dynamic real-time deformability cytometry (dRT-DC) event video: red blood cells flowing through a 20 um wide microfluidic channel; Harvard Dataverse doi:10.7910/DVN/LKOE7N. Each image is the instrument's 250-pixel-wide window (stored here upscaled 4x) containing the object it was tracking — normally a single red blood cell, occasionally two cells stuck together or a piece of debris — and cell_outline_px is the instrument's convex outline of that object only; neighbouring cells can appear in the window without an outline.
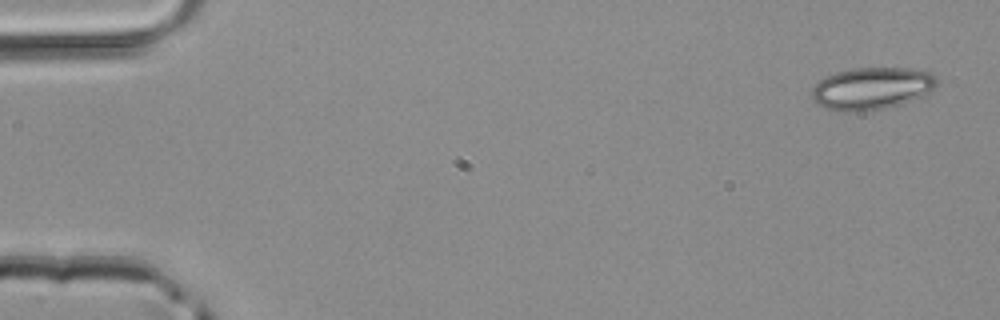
{"species": "common noctule bat (a hibernating species)", "species_latin": "Nyctalus noctula", "temperature_condition": "room temperature", "stored_images_in_passage": 47, "camera_frame_rate_fps": 3000, "um_per_image_px": 0.085, "animal": {"sex": "male", "body_mass_g": 20.4}, "frame": {"image": 1, "passage_image": 1, "time_ms": 0.0, "image_size_px": [1000, 320], "cell_outline_px": [[936, 88], [932, 92], [924, 96], [900, 104], [884, 108], [860, 112], [848, 112], [824, 108], [816, 104], [812, 100], [812, 88], [824, 76], [836, 72], [852, 68], [912, 68], [932, 72], [936, 76]], "centroid_in_image_um": [74.11, 7.51], "position_along_channel_um": 10.9, "area_um2": 31.21}}
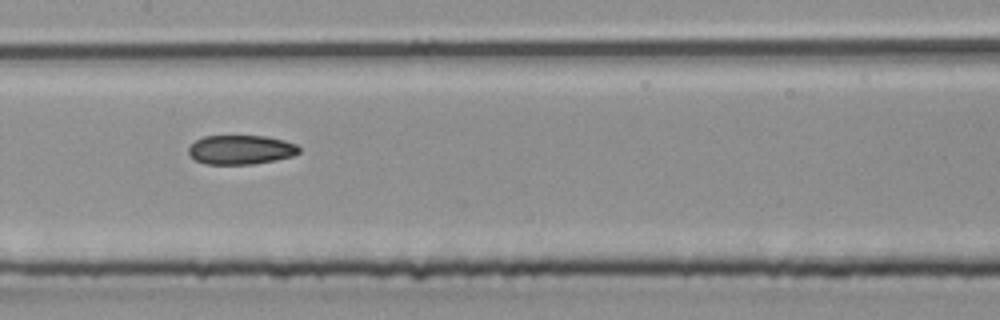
{"frame": {"image": 2, "passage_image": 23, "time_ms": 7.333, "image_size_px": [1000, 320], "cell_outline_px": [[300, 152], [292, 156], [276, 160], [252, 164], [204, 164], [196, 160], [188, 152], [188, 148], [196, 140], [204, 136], [268, 136], [284, 140], [296, 144], [300, 148]], "centroid_in_image_um": [20.49, 12.72], "position_along_channel_um": 186.9, "area_um2": 18.84}}
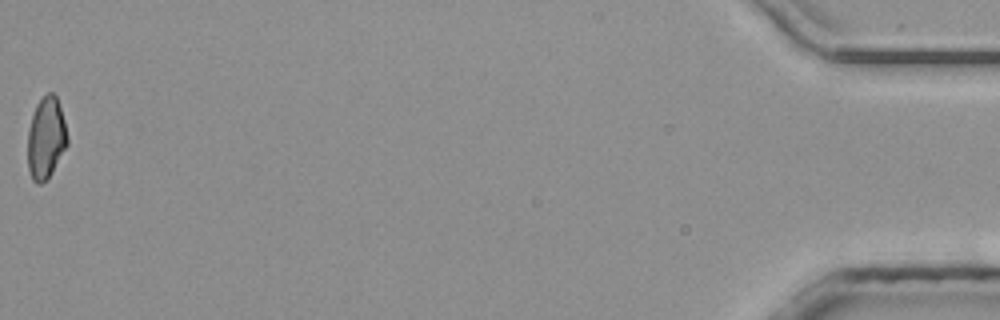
{"frame": {"image": 3, "passage_image": 47, "time_ms": 15.333, "image_size_px": [1000, 320], "cell_outline_px": [[68, 144], [48, 176], [40, 184], [36, 184], [32, 180], [28, 168], [28, 128], [36, 104], [48, 92], [52, 92], [56, 96], [64, 120], [68, 136]], "centroid_in_image_um": [3.9, 11.72], "position_along_channel_um": 431.3, "area_um2": 18.61}}